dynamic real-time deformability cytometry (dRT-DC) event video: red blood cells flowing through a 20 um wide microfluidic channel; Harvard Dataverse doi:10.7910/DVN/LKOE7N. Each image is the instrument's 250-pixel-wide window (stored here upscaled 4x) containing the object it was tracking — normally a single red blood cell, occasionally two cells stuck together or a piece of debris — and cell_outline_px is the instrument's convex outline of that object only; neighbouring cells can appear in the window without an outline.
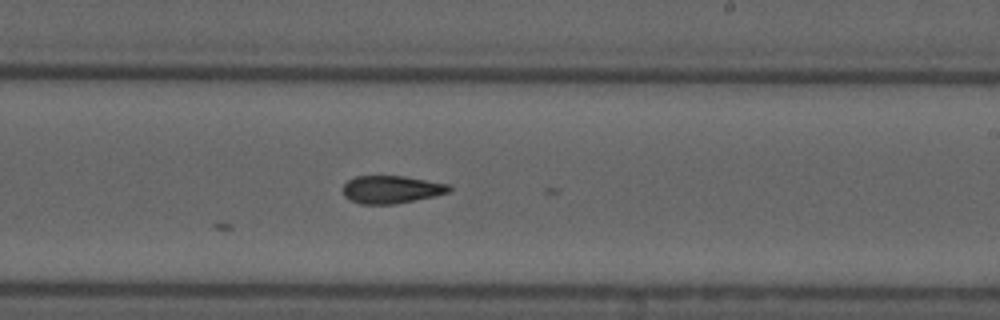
{"species": "common noctule bat (a hibernating species)", "species_latin": "Nyctalus noctula", "temperature_condition": "cold", "stored_images_in_passage": 9, "camera_frame_rate_fps": 3000, "um_per_image_px": 0.085, "animal": {"sex": "male", "forearm_length_mm": 52.5}, "frame": {"image": 1, "passage_image": 9, "time_ms": 9.667, "image_size_px": [1000, 320], "cell_outline_px": [[452, 188], [448, 192], [432, 196], [392, 204], [360, 204], [344, 196], [344, 184], [348, 180], [356, 176], [404, 176], [448, 184]], "centroid_in_image_um": [33.24, 16.09], "position_along_channel_um": 255.8, "area_um2": 16.82}}